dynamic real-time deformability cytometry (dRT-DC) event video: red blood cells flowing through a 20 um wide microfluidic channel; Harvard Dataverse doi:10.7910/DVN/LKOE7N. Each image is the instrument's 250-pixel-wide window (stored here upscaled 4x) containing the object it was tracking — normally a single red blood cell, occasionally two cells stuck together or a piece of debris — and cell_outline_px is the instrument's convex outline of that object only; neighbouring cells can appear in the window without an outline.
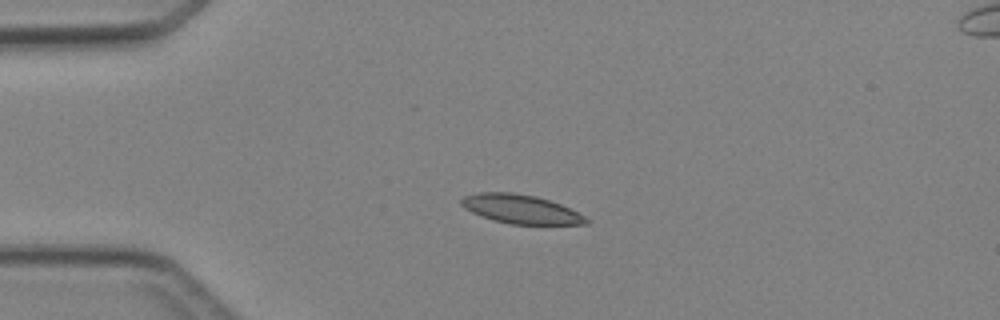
{"species": "Egyptian fruit bat (a non-hibernating species)", "species_latin": "Rousettus aegyptiacus", "temperature_condition": "cold", "stored_images_in_passage": 6, "camera_frame_rate_fps": 3000, "um_per_image_px": 0.085, "animal": {"sex": "female"}, "frame": {"image": 1, "passage_image": 4, "time_ms": 3.333, "image_size_px": [1000, 320], "cell_outline_px": [[588, 224], [512, 224], [496, 220], [472, 212], [464, 208], [460, 204], [460, 200], [464, 196], [476, 192], [512, 192], [536, 196], [560, 204], [584, 216], [588, 220]], "centroid_in_image_um": [44.23, 17.76], "position_along_channel_um": 40.8, "area_um2": 20.69}}
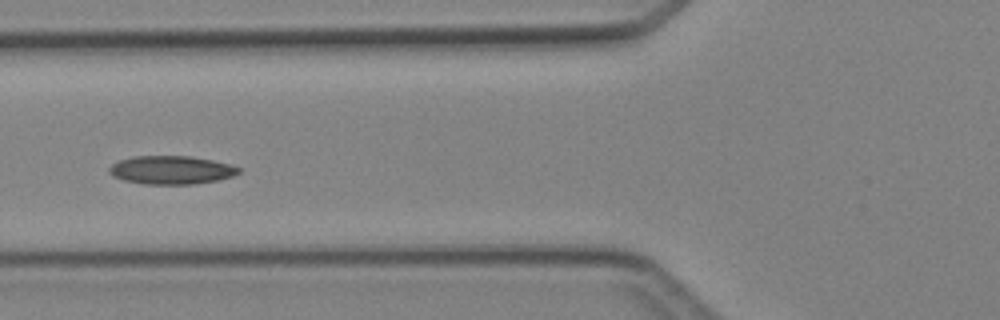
{"frame": {"image": 2, "passage_image": 6, "time_ms": 5.667, "image_size_px": [1000, 320], "cell_outline_px": [[240, 172], [232, 176], [216, 180], [192, 184], [144, 184], [124, 180], [112, 176], [108, 172], [108, 168], [112, 164], [120, 160], [132, 156], [192, 156], [232, 164], [240, 168]], "centroid_in_image_um": [14.54, 14.44], "position_along_channel_um": 111.3, "area_um2": 21.44}}